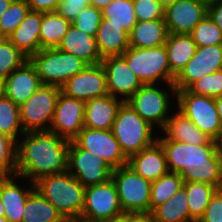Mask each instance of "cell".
<instances>
[{
    "label": "cell",
    "mask_w": 222,
    "mask_h": 222,
    "mask_svg": "<svg viewBox=\"0 0 222 222\" xmlns=\"http://www.w3.org/2000/svg\"><path fill=\"white\" fill-rule=\"evenodd\" d=\"M187 90L195 95L215 98L222 96V69L192 83Z\"/></svg>",
    "instance_id": "40"
},
{
    "label": "cell",
    "mask_w": 222,
    "mask_h": 222,
    "mask_svg": "<svg viewBox=\"0 0 222 222\" xmlns=\"http://www.w3.org/2000/svg\"><path fill=\"white\" fill-rule=\"evenodd\" d=\"M162 131L166 136L159 137L157 140H174L193 145L220 144L200 131L189 118L179 111L167 119Z\"/></svg>",
    "instance_id": "22"
},
{
    "label": "cell",
    "mask_w": 222,
    "mask_h": 222,
    "mask_svg": "<svg viewBox=\"0 0 222 222\" xmlns=\"http://www.w3.org/2000/svg\"><path fill=\"white\" fill-rule=\"evenodd\" d=\"M151 214L155 222H195L190 217L188 197L183 186L171 199L155 207Z\"/></svg>",
    "instance_id": "29"
},
{
    "label": "cell",
    "mask_w": 222,
    "mask_h": 222,
    "mask_svg": "<svg viewBox=\"0 0 222 222\" xmlns=\"http://www.w3.org/2000/svg\"><path fill=\"white\" fill-rule=\"evenodd\" d=\"M153 129L154 127L142 119L126 102L119 107L112 126L114 137L127 158L157 140L153 138Z\"/></svg>",
    "instance_id": "4"
},
{
    "label": "cell",
    "mask_w": 222,
    "mask_h": 222,
    "mask_svg": "<svg viewBox=\"0 0 222 222\" xmlns=\"http://www.w3.org/2000/svg\"><path fill=\"white\" fill-rule=\"evenodd\" d=\"M42 85L34 64L28 59L5 79L6 97L21 105Z\"/></svg>",
    "instance_id": "19"
},
{
    "label": "cell",
    "mask_w": 222,
    "mask_h": 222,
    "mask_svg": "<svg viewBox=\"0 0 222 222\" xmlns=\"http://www.w3.org/2000/svg\"><path fill=\"white\" fill-rule=\"evenodd\" d=\"M13 0H0V17L7 10Z\"/></svg>",
    "instance_id": "53"
},
{
    "label": "cell",
    "mask_w": 222,
    "mask_h": 222,
    "mask_svg": "<svg viewBox=\"0 0 222 222\" xmlns=\"http://www.w3.org/2000/svg\"><path fill=\"white\" fill-rule=\"evenodd\" d=\"M222 69V44L197 46L195 55L175 77L176 90H186L205 75Z\"/></svg>",
    "instance_id": "14"
},
{
    "label": "cell",
    "mask_w": 222,
    "mask_h": 222,
    "mask_svg": "<svg viewBox=\"0 0 222 222\" xmlns=\"http://www.w3.org/2000/svg\"><path fill=\"white\" fill-rule=\"evenodd\" d=\"M169 95L166 91L156 88L155 84H144L126 103L151 126L155 127L158 124L159 128L163 129L169 118Z\"/></svg>",
    "instance_id": "11"
},
{
    "label": "cell",
    "mask_w": 222,
    "mask_h": 222,
    "mask_svg": "<svg viewBox=\"0 0 222 222\" xmlns=\"http://www.w3.org/2000/svg\"><path fill=\"white\" fill-rule=\"evenodd\" d=\"M61 92L85 102L108 95L104 67L101 63L87 65L61 86Z\"/></svg>",
    "instance_id": "15"
},
{
    "label": "cell",
    "mask_w": 222,
    "mask_h": 222,
    "mask_svg": "<svg viewBox=\"0 0 222 222\" xmlns=\"http://www.w3.org/2000/svg\"><path fill=\"white\" fill-rule=\"evenodd\" d=\"M71 22L57 11L42 12V23L39 32L40 49L58 48Z\"/></svg>",
    "instance_id": "30"
},
{
    "label": "cell",
    "mask_w": 222,
    "mask_h": 222,
    "mask_svg": "<svg viewBox=\"0 0 222 222\" xmlns=\"http://www.w3.org/2000/svg\"><path fill=\"white\" fill-rule=\"evenodd\" d=\"M124 214L116 187L111 180L85 187L82 216L92 222H100Z\"/></svg>",
    "instance_id": "12"
},
{
    "label": "cell",
    "mask_w": 222,
    "mask_h": 222,
    "mask_svg": "<svg viewBox=\"0 0 222 222\" xmlns=\"http://www.w3.org/2000/svg\"><path fill=\"white\" fill-rule=\"evenodd\" d=\"M127 222H155L151 213L127 214Z\"/></svg>",
    "instance_id": "48"
},
{
    "label": "cell",
    "mask_w": 222,
    "mask_h": 222,
    "mask_svg": "<svg viewBox=\"0 0 222 222\" xmlns=\"http://www.w3.org/2000/svg\"><path fill=\"white\" fill-rule=\"evenodd\" d=\"M32 11L53 12L56 11L61 0H26Z\"/></svg>",
    "instance_id": "46"
},
{
    "label": "cell",
    "mask_w": 222,
    "mask_h": 222,
    "mask_svg": "<svg viewBox=\"0 0 222 222\" xmlns=\"http://www.w3.org/2000/svg\"><path fill=\"white\" fill-rule=\"evenodd\" d=\"M200 1L205 2L206 4H210L214 2L215 0H200Z\"/></svg>",
    "instance_id": "57"
},
{
    "label": "cell",
    "mask_w": 222,
    "mask_h": 222,
    "mask_svg": "<svg viewBox=\"0 0 222 222\" xmlns=\"http://www.w3.org/2000/svg\"><path fill=\"white\" fill-rule=\"evenodd\" d=\"M123 100L106 95L85 102L84 127L95 130H112Z\"/></svg>",
    "instance_id": "21"
},
{
    "label": "cell",
    "mask_w": 222,
    "mask_h": 222,
    "mask_svg": "<svg viewBox=\"0 0 222 222\" xmlns=\"http://www.w3.org/2000/svg\"><path fill=\"white\" fill-rule=\"evenodd\" d=\"M18 132L25 133L20 120L19 105L5 96L0 100V133L18 143Z\"/></svg>",
    "instance_id": "35"
},
{
    "label": "cell",
    "mask_w": 222,
    "mask_h": 222,
    "mask_svg": "<svg viewBox=\"0 0 222 222\" xmlns=\"http://www.w3.org/2000/svg\"><path fill=\"white\" fill-rule=\"evenodd\" d=\"M58 210L36 189L28 196L22 222H62Z\"/></svg>",
    "instance_id": "31"
},
{
    "label": "cell",
    "mask_w": 222,
    "mask_h": 222,
    "mask_svg": "<svg viewBox=\"0 0 222 222\" xmlns=\"http://www.w3.org/2000/svg\"><path fill=\"white\" fill-rule=\"evenodd\" d=\"M184 182H203L222 188V159H210V165L184 169L180 173Z\"/></svg>",
    "instance_id": "34"
},
{
    "label": "cell",
    "mask_w": 222,
    "mask_h": 222,
    "mask_svg": "<svg viewBox=\"0 0 222 222\" xmlns=\"http://www.w3.org/2000/svg\"><path fill=\"white\" fill-rule=\"evenodd\" d=\"M102 66L106 73L108 94L126 102L144 84L128 67L126 59L122 55L108 56L102 59Z\"/></svg>",
    "instance_id": "17"
},
{
    "label": "cell",
    "mask_w": 222,
    "mask_h": 222,
    "mask_svg": "<svg viewBox=\"0 0 222 222\" xmlns=\"http://www.w3.org/2000/svg\"><path fill=\"white\" fill-rule=\"evenodd\" d=\"M183 178L179 173L168 172L151 183L150 213L160 204H163L183 186Z\"/></svg>",
    "instance_id": "33"
},
{
    "label": "cell",
    "mask_w": 222,
    "mask_h": 222,
    "mask_svg": "<svg viewBox=\"0 0 222 222\" xmlns=\"http://www.w3.org/2000/svg\"><path fill=\"white\" fill-rule=\"evenodd\" d=\"M29 59L34 64L42 85L58 87L87 66L75 55L58 48L40 49Z\"/></svg>",
    "instance_id": "5"
},
{
    "label": "cell",
    "mask_w": 222,
    "mask_h": 222,
    "mask_svg": "<svg viewBox=\"0 0 222 222\" xmlns=\"http://www.w3.org/2000/svg\"><path fill=\"white\" fill-rule=\"evenodd\" d=\"M197 222H222V189H218Z\"/></svg>",
    "instance_id": "44"
},
{
    "label": "cell",
    "mask_w": 222,
    "mask_h": 222,
    "mask_svg": "<svg viewBox=\"0 0 222 222\" xmlns=\"http://www.w3.org/2000/svg\"><path fill=\"white\" fill-rule=\"evenodd\" d=\"M5 177V175L0 171V181Z\"/></svg>",
    "instance_id": "59"
},
{
    "label": "cell",
    "mask_w": 222,
    "mask_h": 222,
    "mask_svg": "<svg viewBox=\"0 0 222 222\" xmlns=\"http://www.w3.org/2000/svg\"><path fill=\"white\" fill-rule=\"evenodd\" d=\"M26 0H13L7 10L0 17V33L8 38L21 24L30 11Z\"/></svg>",
    "instance_id": "37"
},
{
    "label": "cell",
    "mask_w": 222,
    "mask_h": 222,
    "mask_svg": "<svg viewBox=\"0 0 222 222\" xmlns=\"http://www.w3.org/2000/svg\"><path fill=\"white\" fill-rule=\"evenodd\" d=\"M6 96L5 80L0 79V100Z\"/></svg>",
    "instance_id": "54"
},
{
    "label": "cell",
    "mask_w": 222,
    "mask_h": 222,
    "mask_svg": "<svg viewBox=\"0 0 222 222\" xmlns=\"http://www.w3.org/2000/svg\"><path fill=\"white\" fill-rule=\"evenodd\" d=\"M113 170L107 161L70 141L67 171L84 187L111 180Z\"/></svg>",
    "instance_id": "10"
},
{
    "label": "cell",
    "mask_w": 222,
    "mask_h": 222,
    "mask_svg": "<svg viewBox=\"0 0 222 222\" xmlns=\"http://www.w3.org/2000/svg\"><path fill=\"white\" fill-rule=\"evenodd\" d=\"M113 0H90V5L99 10L106 8Z\"/></svg>",
    "instance_id": "49"
},
{
    "label": "cell",
    "mask_w": 222,
    "mask_h": 222,
    "mask_svg": "<svg viewBox=\"0 0 222 222\" xmlns=\"http://www.w3.org/2000/svg\"><path fill=\"white\" fill-rule=\"evenodd\" d=\"M0 217H5V211L3 208V203L1 202V198H0Z\"/></svg>",
    "instance_id": "56"
},
{
    "label": "cell",
    "mask_w": 222,
    "mask_h": 222,
    "mask_svg": "<svg viewBox=\"0 0 222 222\" xmlns=\"http://www.w3.org/2000/svg\"><path fill=\"white\" fill-rule=\"evenodd\" d=\"M166 155L169 172L180 173L201 165H210V159H222V144L193 145L174 140H158Z\"/></svg>",
    "instance_id": "9"
},
{
    "label": "cell",
    "mask_w": 222,
    "mask_h": 222,
    "mask_svg": "<svg viewBox=\"0 0 222 222\" xmlns=\"http://www.w3.org/2000/svg\"><path fill=\"white\" fill-rule=\"evenodd\" d=\"M122 56L128 67L143 84H156L161 80L168 84L169 91L176 94L173 83L175 76L171 73L165 45L152 48L129 47Z\"/></svg>",
    "instance_id": "3"
},
{
    "label": "cell",
    "mask_w": 222,
    "mask_h": 222,
    "mask_svg": "<svg viewBox=\"0 0 222 222\" xmlns=\"http://www.w3.org/2000/svg\"><path fill=\"white\" fill-rule=\"evenodd\" d=\"M183 187L188 197L190 217L197 222L218 188L203 182H184Z\"/></svg>",
    "instance_id": "32"
},
{
    "label": "cell",
    "mask_w": 222,
    "mask_h": 222,
    "mask_svg": "<svg viewBox=\"0 0 222 222\" xmlns=\"http://www.w3.org/2000/svg\"><path fill=\"white\" fill-rule=\"evenodd\" d=\"M62 222H92L88 218L77 215V216H70V217H64Z\"/></svg>",
    "instance_id": "50"
},
{
    "label": "cell",
    "mask_w": 222,
    "mask_h": 222,
    "mask_svg": "<svg viewBox=\"0 0 222 222\" xmlns=\"http://www.w3.org/2000/svg\"><path fill=\"white\" fill-rule=\"evenodd\" d=\"M0 222H8V220L5 217H0Z\"/></svg>",
    "instance_id": "58"
},
{
    "label": "cell",
    "mask_w": 222,
    "mask_h": 222,
    "mask_svg": "<svg viewBox=\"0 0 222 222\" xmlns=\"http://www.w3.org/2000/svg\"><path fill=\"white\" fill-rule=\"evenodd\" d=\"M208 15V4L200 0H178L165 8L164 21L168 33L190 34Z\"/></svg>",
    "instance_id": "18"
},
{
    "label": "cell",
    "mask_w": 222,
    "mask_h": 222,
    "mask_svg": "<svg viewBox=\"0 0 222 222\" xmlns=\"http://www.w3.org/2000/svg\"><path fill=\"white\" fill-rule=\"evenodd\" d=\"M15 177H17L16 174L5 176L0 181V198L5 211V218L8 222H22L26 200L35 190L34 182L31 183L30 189L20 188L14 182Z\"/></svg>",
    "instance_id": "24"
},
{
    "label": "cell",
    "mask_w": 222,
    "mask_h": 222,
    "mask_svg": "<svg viewBox=\"0 0 222 222\" xmlns=\"http://www.w3.org/2000/svg\"><path fill=\"white\" fill-rule=\"evenodd\" d=\"M137 21L164 19L165 8L158 0H133Z\"/></svg>",
    "instance_id": "43"
},
{
    "label": "cell",
    "mask_w": 222,
    "mask_h": 222,
    "mask_svg": "<svg viewBox=\"0 0 222 222\" xmlns=\"http://www.w3.org/2000/svg\"><path fill=\"white\" fill-rule=\"evenodd\" d=\"M4 37L1 35V33H0V41L3 39Z\"/></svg>",
    "instance_id": "60"
},
{
    "label": "cell",
    "mask_w": 222,
    "mask_h": 222,
    "mask_svg": "<svg viewBox=\"0 0 222 222\" xmlns=\"http://www.w3.org/2000/svg\"><path fill=\"white\" fill-rule=\"evenodd\" d=\"M168 34L164 19L137 21L129 33V47H160L165 45Z\"/></svg>",
    "instance_id": "27"
},
{
    "label": "cell",
    "mask_w": 222,
    "mask_h": 222,
    "mask_svg": "<svg viewBox=\"0 0 222 222\" xmlns=\"http://www.w3.org/2000/svg\"><path fill=\"white\" fill-rule=\"evenodd\" d=\"M102 17V11L90 5L83 9L71 24L79 30L95 37Z\"/></svg>",
    "instance_id": "41"
},
{
    "label": "cell",
    "mask_w": 222,
    "mask_h": 222,
    "mask_svg": "<svg viewBox=\"0 0 222 222\" xmlns=\"http://www.w3.org/2000/svg\"><path fill=\"white\" fill-rule=\"evenodd\" d=\"M101 58L122 55L129 48V33L102 17L95 36Z\"/></svg>",
    "instance_id": "26"
},
{
    "label": "cell",
    "mask_w": 222,
    "mask_h": 222,
    "mask_svg": "<svg viewBox=\"0 0 222 222\" xmlns=\"http://www.w3.org/2000/svg\"><path fill=\"white\" fill-rule=\"evenodd\" d=\"M102 15L109 23L121 25L127 33L137 23L133 0H113L102 10Z\"/></svg>",
    "instance_id": "36"
},
{
    "label": "cell",
    "mask_w": 222,
    "mask_h": 222,
    "mask_svg": "<svg viewBox=\"0 0 222 222\" xmlns=\"http://www.w3.org/2000/svg\"><path fill=\"white\" fill-rule=\"evenodd\" d=\"M60 92L61 87L41 85L19 106L24 132L50 129Z\"/></svg>",
    "instance_id": "8"
},
{
    "label": "cell",
    "mask_w": 222,
    "mask_h": 222,
    "mask_svg": "<svg viewBox=\"0 0 222 222\" xmlns=\"http://www.w3.org/2000/svg\"><path fill=\"white\" fill-rule=\"evenodd\" d=\"M177 108L196 127L213 140L222 144V124L216 110L215 98L195 95L186 90H177Z\"/></svg>",
    "instance_id": "7"
},
{
    "label": "cell",
    "mask_w": 222,
    "mask_h": 222,
    "mask_svg": "<svg viewBox=\"0 0 222 222\" xmlns=\"http://www.w3.org/2000/svg\"><path fill=\"white\" fill-rule=\"evenodd\" d=\"M208 16L222 31V0L208 4Z\"/></svg>",
    "instance_id": "47"
},
{
    "label": "cell",
    "mask_w": 222,
    "mask_h": 222,
    "mask_svg": "<svg viewBox=\"0 0 222 222\" xmlns=\"http://www.w3.org/2000/svg\"><path fill=\"white\" fill-rule=\"evenodd\" d=\"M165 48L171 73L176 77L195 55L197 45L190 34L169 33Z\"/></svg>",
    "instance_id": "28"
},
{
    "label": "cell",
    "mask_w": 222,
    "mask_h": 222,
    "mask_svg": "<svg viewBox=\"0 0 222 222\" xmlns=\"http://www.w3.org/2000/svg\"><path fill=\"white\" fill-rule=\"evenodd\" d=\"M111 179L124 214L150 213L151 181L139 176L127 164L115 168Z\"/></svg>",
    "instance_id": "6"
},
{
    "label": "cell",
    "mask_w": 222,
    "mask_h": 222,
    "mask_svg": "<svg viewBox=\"0 0 222 222\" xmlns=\"http://www.w3.org/2000/svg\"><path fill=\"white\" fill-rule=\"evenodd\" d=\"M127 165L139 176L151 182L169 172L165 151L158 140L138 153L131 155L128 158Z\"/></svg>",
    "instance_id": "20"
},
{
    "label": "cell",
    "mask_w": 222,
    "mask_h": 222,
    "mask_svg": "<svg viewBox=\"0 0 222 222\" xmlns=\"http://www.w3.org/2000/svg\"><path fill=\"white\" fill-rule=\"evenodd\" d=\"M85 101L60 92L50 131L69 141L84 128Z\"/></svg>",
    "instance_id": "16"
},
{
    "label": "cell",
    "mask_w": 222,
    "mask_h": 222,
    "mask_svg": "<svg viewBox=\"0 0 222 222\" xmlns=\"http://www.w3.org/2000/svg\"><path fill=\"white\" fill-rule=\"evenodd\" d=\"M215 105L220 122L222 124V96L215 97Z\"/></svg>",
    "instance_id": "51"
},
{
    "label": "cell",
    "mask_w": 222,
    "mask_h": 222,
    "mask_svg": "<svg viewBox=\"0 0 222 222\" xmlns=\"http://www.w3.org/2000/svg\"><path fill=\"white\" fill-rule=\"evenodd\" d=\"M41 23L42 12L30 10L21 24L8 37L10 42L28 58L40 50Z\"/></svg>",
    "instance_id": "25"
},
{
    "label": "cell",
    "mask_w": 222,
    "mask_h": 222,
    "mask_svg": "<svg viewBox=\"0 0 222 222\" xmlns=\"http://www.w3.org/2000/svg\"><path fill=\"white\" fill-rule=\"evenodd\" d=\"M16 143L15 174L35 182L39 178L62 173L68 169L70 141L53 131H29Z\"/></svg>",
    "instance_id": "1"
},
{
    "label": "cell",
    "mask_w": 222,
    "mask_h": 222,
    "mask_svg": "<svg viewBox=\"0 0 222 222\" xmlns=\"http://www.w3.org/2000/svg\"><path fill=\"white\" fill-rule=\"evenodd\" d=\"M158 1L161 3V5L164 8H166V7H168L169 5H172L173 3H175L178 0H158Z\"/></svg>",
    "instance_id": "55"
},
{
    "label": "cell",
    "mask_w": 222,
    "mask_h": 222,
    "mask_svg": "<svg viewBox=\"0 0 222 222\" xmlns=\"http://www.w3.org/2000/svg\"><path fill=\"white\" fill-rule=\"evenodd\" d=\"M58 49L75 55L87 65H96L102 61L95 37L79 30L72 24Z\"/></svg>",
    "instance_id": "23"
},
{
    "label": "cell",
    "mask_w": 222,
    "mask_h": 222,
    "mask_svg": "<svg viewBox=\"0 0 222 222\" xmlns=\"http://www.w3.org/2000/svg\"><path fill=\"white\" fill-rule=\"evenodd\" d=\"M0 171L11 176L16 171V143L0 133Z\"/></svg>",
    "instance_id": "42"
},
{
    "label": "cell",
    "mask_w": 222,
    "mask_h": 222,
    "mask_svg": "<svg viewBox=\"0 0 222 222\" xmlns=\"http://www.w3.org/2000/svg\"><path fill=\"white\" fill-rule=\"evenodd\" d=\"M197 46L222 44V31L207 15L190 33Z\"/></svg>",
    "instance_id": "39"
},
{
    "label": "cell",
    "mask_w": 222,
    "mask_h": 222,
    "mask_svg": "<svg viewBox=\"0 0 222 222\" xmlns=\"http://www.w3.org/2000/svg\"><path fill=\"white\" fill-rule=\"evenodd\" d=\"M87 6L90 0H61L56 11L72 23Z\"/></svg>",
    "instance_id": "45"
},
{
    "label": "cell",
    "mask_w": 222,
    "mask_h": 222,
    "mask_svg": "<svg viewBox=\"0 0 222 222\" xmlns=\"http://www.w3.org/2000/svg\"><path fill=\"white\" fill-rule=\"evenodd\" d=\"M28 59L8 38H3L0 41V79L5 80L13 70Z\"/></svg>",
    "instance_id": "38"
},
{
    "label": "cell",
    "mask_w": 222,
    "mask_h": 222,
    "mask_svg": "<svg viewBox=\"0 0 222 222\" xmlns=\"http://www.w3.org/2000/svg\"><path fill=\"white\" fill-rule=\"evenodd\" d=\"M73 141L97 157L104 159L115 169L128 163L112 130H95L84 127Z\"/></svg>",
    "instance_id": "13"
},
{
    "label": "cell",
    "mask_w": 222,
    "mask_h": 222,
    "mask_svg": "<svg viewBox=\"0 0 222 222\" xmlns=\"http://www.w3.org/2000/svg\"><path fill=\"white\" fill-rule=\"evenodd\" d=\"M100 222H127V214H122L114 218H109L107 220H102Z\"/></svg>",
    "instance_id": "52"
},
{
    "label": "cell",
    "mask_w": 222,
    "mask_h": 222,
    "mask_svg": "<svg viewBox=\"0 0 222 222\" xmlns=\"http://www.w3.org/2000/svg\"><path fill=\"white\" fill-rule=\"evenodd\" d=\"M35 189L62 215H81L85 187L68 171L46 175L34 182Z\"/></svg>",
    "instance_id": "2"
}]
</instances>
